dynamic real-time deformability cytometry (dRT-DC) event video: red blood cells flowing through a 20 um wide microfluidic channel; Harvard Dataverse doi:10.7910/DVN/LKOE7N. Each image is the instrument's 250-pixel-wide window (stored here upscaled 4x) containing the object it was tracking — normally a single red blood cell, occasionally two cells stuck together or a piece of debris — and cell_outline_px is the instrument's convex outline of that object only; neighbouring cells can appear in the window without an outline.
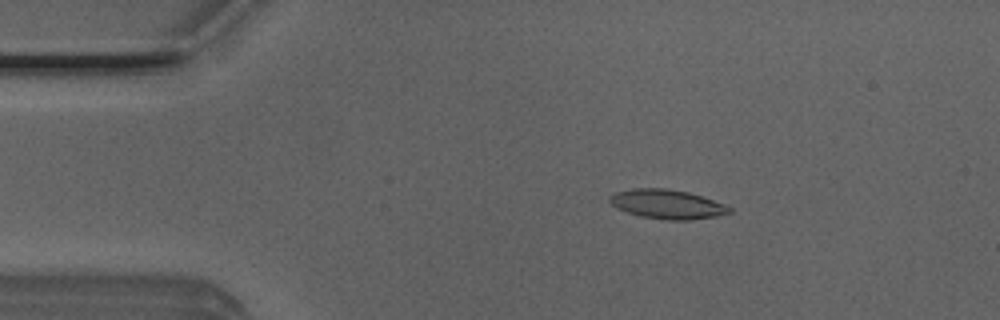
{"species": "Egyptian fruit bat (a non-hibernating species)", "species_latin": "Rousettus aegyptiacus", "temperature_condition": "room temperature", "stored_images_in_passage": 51, "camera_frame_rate_fps": 3000, "um_per_image_px": 0.085, "animal": {"sex": "male"}, "frame": {"image": 1, "passage_image": 9, "time_ms": 2.667, "image_size_px": [1000, 320], "cell_outline_px": [[732, 212], [716, 216], [688, 220], [664, 220], [640, 216], [616, 208], [608, 200], [616, 192], [632, 188], [668, 188], [688, 192], [724, 204], [732, 208]], "centroid_in_image_um": [56.7, 17.36], "position_along_channel_um": 28.3, "area_um2": 20.29}}
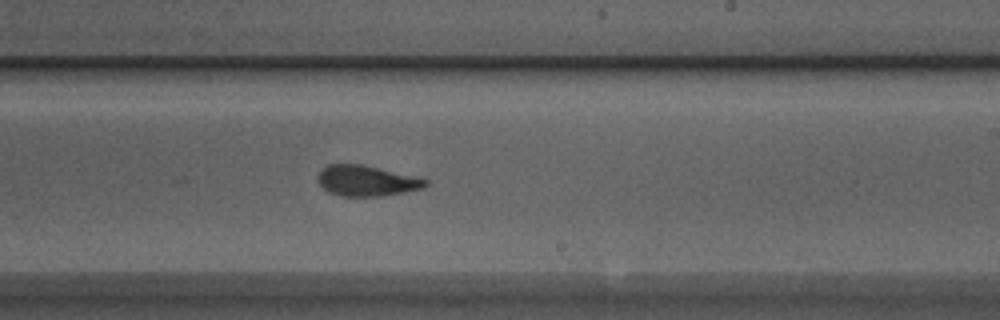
{"frame": {"image": 2, "passage_image": 30, "time_ms": 9.667, "image_size_px": [1000, 320], "cell_outline_px": [[428, 184], [424, 188], [404, 192], [380, 196], [340, 196], [328, 192], [316, 180], [316, 176], [320, 168], [328, 164], [360, 164], [412, 176], [428, 180]], "centroid_in_image_um": [31.08, 15.37], "position_along_channel_um": 257.9, "area_um2": 19.13}}
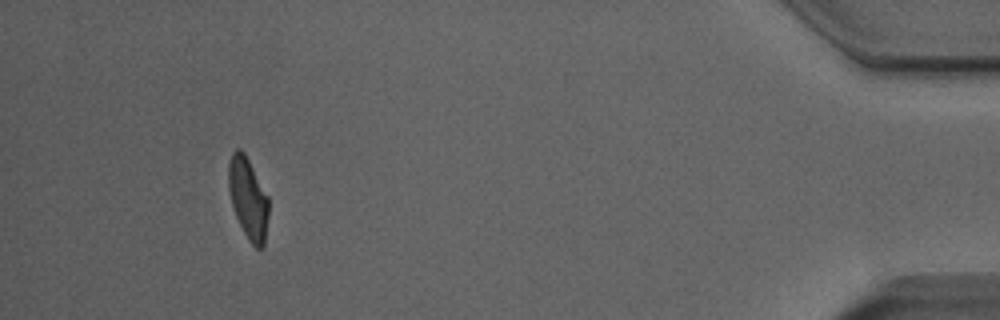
{"frame": {"image": 3, "passage_image": 47, "time_ms": 15.333, "image_size_px": [1000, 320], "cell_outline_px": [[268, 216], [264, 248], [256, 248], [248, 240], [236, 216], [232, 204], [228, 188], [228, 164], [232, 152], [236, 148], [240, 148], [244, 152], [268, 196]], "centroid_in_image_um": [21.08, 16.85], "position_along_channel_um": 414.1, "area_um2": 18.96}, "authors_computed_cell_mechanics": {"area_um2": 19.8254, "velocity_mm_per_s": 4.0298, "shape_relaxation_time_tau1_ms": 3.9614, "shape_relaxation_time_tau2_ms": 1.7123, "deformation_change_tau1": 0.1391, "deformation_change_tau2": 0.0881}}